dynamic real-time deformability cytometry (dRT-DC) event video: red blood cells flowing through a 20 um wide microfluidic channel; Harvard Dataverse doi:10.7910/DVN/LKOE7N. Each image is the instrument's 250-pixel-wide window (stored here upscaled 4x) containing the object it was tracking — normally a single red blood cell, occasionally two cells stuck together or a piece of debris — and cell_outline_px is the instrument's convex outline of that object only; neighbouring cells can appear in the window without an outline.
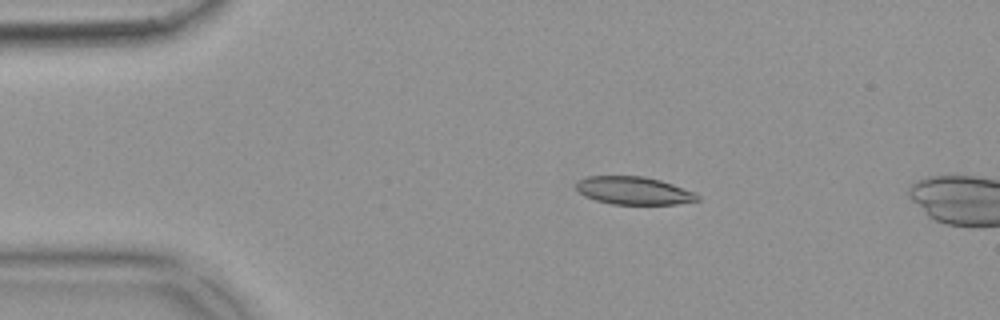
{"species": "common noctule bat (a hibernating species)", "species_latin": "Nyctalus noctula", "temperature_condition": "warm", "stored_images_in_passage": 44, "camera_frame_rate_fps": 3000, "um_per_image_px": 0.085, "animal": {"sex": "female", "body_mass_g": 18.4}, "frame": {"image": 1, "passage_image": 10, "time_ms": 3.0, "image_size_px": [1000, 320], "cell_outline_px": [[700, 200], [676, 204], [612, 204], [596, 200], [584, 196], [572, 184], [576, 180], [588, 176], [644, 176], [660, 180], [696, 192], [700, 196]], "centroid_in_image_um": [53.84, 16.19], "position_along_channel_um": 31.2, "area_um2": 19.88}}
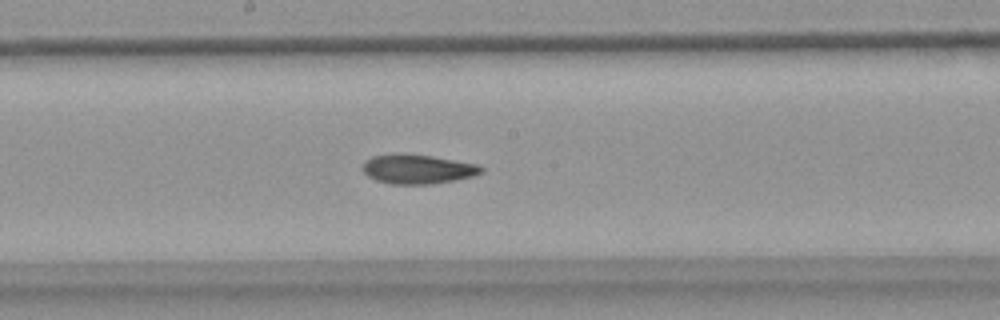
{"frame": {"image": 2, "passage_image": 28, "time_ms": 9.0, "image_size_px": [1000, 320], "cell_outline_px": [[484, 172], [476, 176], [456, 180], [432, 184], [388, 184], [376, 180], [368, 176], [360, 168], [364, 160], [372, 156], [400, 152], [432, 156], [476, 164], [484, 168]], "centroid_in_image_um": [35.47, 14.37], "position_along_channel_um": 212.7, "area_um2": 20.75}}
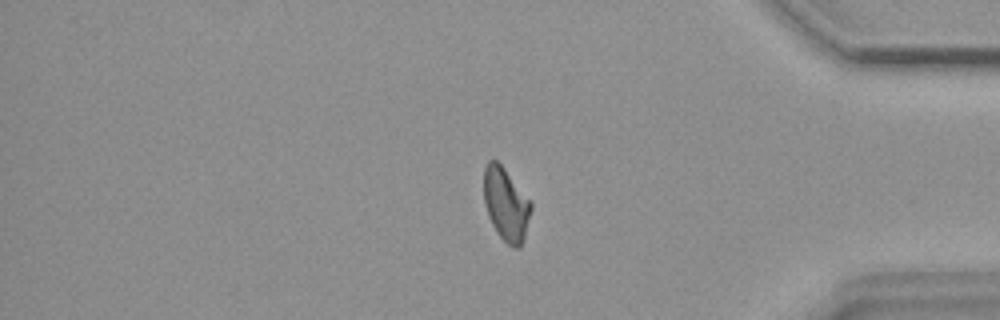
{"frame": {"image": 3, "passage_image": 44, "time_ms": 14.333, "image_size_px": [1000, 320], "cell_outline_px": [[532, 208], [524, 236], [520, 248], [512, 248], [496, 232], [488, 216], [484, 204], [484, 168], [488, 160], [496, 160], [504, 168], [532, 200]], "centroid_in_image_um": [43.01, 17.35], "position_along_channel_um": 392.2, "area_um2": 20.23}, "authors_computed_cell_mechanics": {"area_um2": 20.3456, "velocity_mm_per_s": 3.8308, "shape_relaxation_time_tau1_ms": null, "shape_relaxation_time_tau2_ms": 3.7679, "deformation_change_tau1": null, "deformation_change_tau2": 0.0992}}